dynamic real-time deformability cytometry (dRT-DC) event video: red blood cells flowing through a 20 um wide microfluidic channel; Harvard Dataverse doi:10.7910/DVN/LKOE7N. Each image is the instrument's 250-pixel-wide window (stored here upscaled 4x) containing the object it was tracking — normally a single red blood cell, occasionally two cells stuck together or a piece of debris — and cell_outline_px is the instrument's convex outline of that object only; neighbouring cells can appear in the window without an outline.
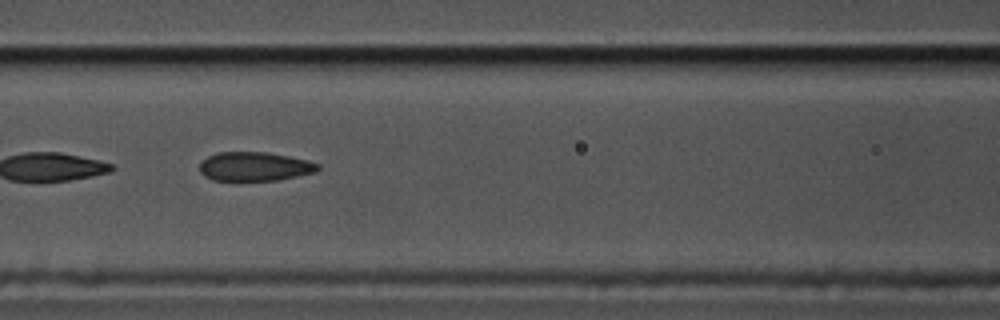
{"species": "common noctule bat (a hibernating species)", "species_latin": "Nyctalus noctula", "temperature_condition": "cold", "stored_images_in_passage": 21, "camera_frame_rate_fps": 3000, "um_per_image_px": 0.085, "animal": {"sex": "male", "body_mass_g": 17.5, "forearm_length_mm": 52.3}, "frame": {"image": 1, "passage_image": 12, "time_ms": 3.667, "image_size_px": [1000, 320], "cell_outline_px": [[320, 168], [316, 172], [276, 180], [240, 184], [212, 180], [204, 176], [200, 172], [200, 164], [208, 156], [220, 152], [268, 152], [308, 160], [320, 164]], "centroid_in_image_um": [21.62, 14.2], "position_along_channel_um": 145.0, "area_um2": 20.81}}